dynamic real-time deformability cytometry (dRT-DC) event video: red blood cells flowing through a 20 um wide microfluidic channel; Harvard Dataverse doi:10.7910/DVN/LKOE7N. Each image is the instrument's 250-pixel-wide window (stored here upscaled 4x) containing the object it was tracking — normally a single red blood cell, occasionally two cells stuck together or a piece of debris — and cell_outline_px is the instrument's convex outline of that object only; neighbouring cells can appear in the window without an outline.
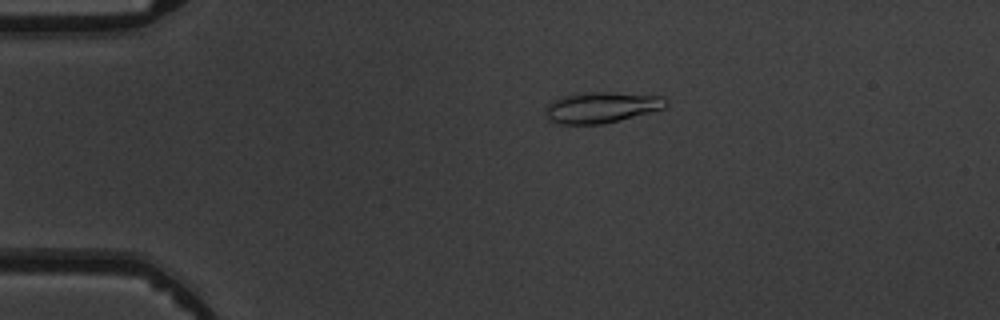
{"species": "common noctule bat (a hibernating species)", "species_latin": "Nyctalus noctula", "temperature_condition": "warm", "stored_images_in_passage": 5, "camera_frame_rate_fps": 3000, "um_per_image_px": 0.085, "animal": {"sex": "male", "body_mass_g": 19.5, "forearm_length_mm": 54.6}, "frame": {"image": 1, "passage_image": 3, "time_ms": 2.333, "image_size_px": [1000, 320], "cell_outline_px": [[668, 104], [664, 108], [604, 124], [556, 124], [548, 120], [544, 112], [548, 104], [552, 100], [560, 96], [588, 92], [612, 92], [664, 96], [668, 100]], "centroid_in_image_um": [51.09, 9.12], "position_along_channel_um": 33.9, "area_um2": 21.91}}